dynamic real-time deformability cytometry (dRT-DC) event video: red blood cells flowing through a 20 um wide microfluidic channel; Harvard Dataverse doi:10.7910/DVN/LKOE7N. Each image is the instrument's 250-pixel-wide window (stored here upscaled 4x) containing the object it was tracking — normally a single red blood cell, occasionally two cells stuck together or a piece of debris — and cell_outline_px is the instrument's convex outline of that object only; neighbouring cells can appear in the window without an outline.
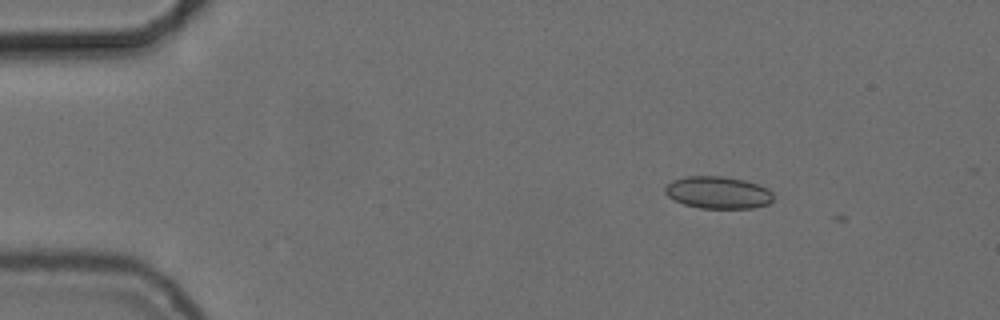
{"species": "common noctule bat (a hibernating species)", "species_latin": "Nyctalus noctula", "temperature_condition": "cold", "stored_images_in_passage": 2, "camera_frame_rate_fps": 3000, "um_per_image_px": 0.085, "animal": {"sex": "female", "body_mass_g": 24.6, "forearm_length_mm": 56.2}, "frame": {"image": 1, "passage_image": 1, "time_ms": 0.0, "image_size_px": [1000, 320], "cell_outline_px": [[772, 200], [768, 204], [752, 208], [700, 208], [684, 204], [668, 196], [664, 192], [664, 188], [672, 180], [688, 176], [720, 176], [744, 180], [768, 188], [772, 192]], "centroid_in_image_um": [61.02, 16.36], "position_along_channel_um": 24.0, "area_um2": 20.17}}